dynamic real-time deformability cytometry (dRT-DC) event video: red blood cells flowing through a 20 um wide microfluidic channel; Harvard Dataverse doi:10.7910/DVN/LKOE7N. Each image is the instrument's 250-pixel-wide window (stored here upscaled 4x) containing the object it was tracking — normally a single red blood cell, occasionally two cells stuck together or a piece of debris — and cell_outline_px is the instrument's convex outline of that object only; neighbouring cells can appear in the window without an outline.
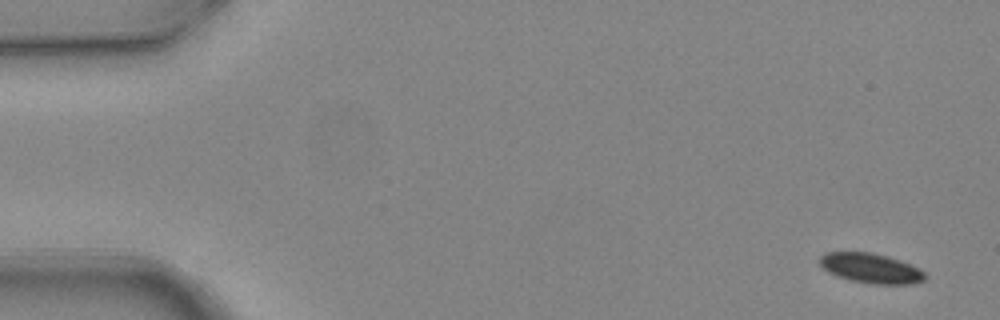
{"species": "common noctule bat (a hibernating species)", "species_latin": "Nyctalus noctula", "temperature_condition": "warm", "stored_images_in_passage": 5, "camera_frame_rate_fps": 3000, "um_per_image_px": 0.085, "animal": {"sex": "female", "body_mass_g": 24.6, "forearm_length_mm": 56.2}, "frame": {"image": 1, "passage_image": 1, "time_ms": 0.0, "image_size_px": [1000, 320], "cell_outline_px": [[928, 276], [924, 280], [912, 284], [872, 284], [848, 280], [836, 276], [828, 272], [820, 264], [820, 256], [824, 252], [872, 252], [900, 260], [924, 272]], "centroid_in_image_um": [74.0, 22.81], "position_along_channel_um": 11.0, "area_um2": 18.32}}
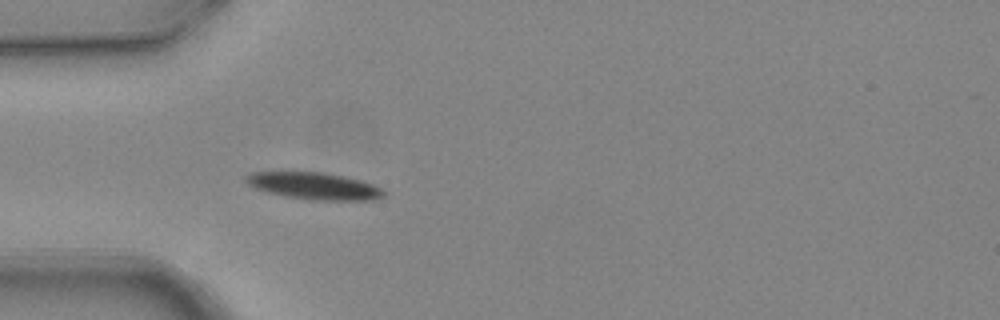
{"frame": {"image": 2, "passage_image": 5, "time_ms": 1.333, "image_size_px": [1000, 320], "cell_outline_px": [[388, 192], [384, 196], [372, 200], [308, 200], [268, 192], [252, 188], [244, 180], [244, 176], [252, 172], [320, 172], [360, 180], [372, 184]], "centroid_in_image_um": [26.68, 15.81], "position_along_channel_um": 58.3, "area_um2": 21.56}}